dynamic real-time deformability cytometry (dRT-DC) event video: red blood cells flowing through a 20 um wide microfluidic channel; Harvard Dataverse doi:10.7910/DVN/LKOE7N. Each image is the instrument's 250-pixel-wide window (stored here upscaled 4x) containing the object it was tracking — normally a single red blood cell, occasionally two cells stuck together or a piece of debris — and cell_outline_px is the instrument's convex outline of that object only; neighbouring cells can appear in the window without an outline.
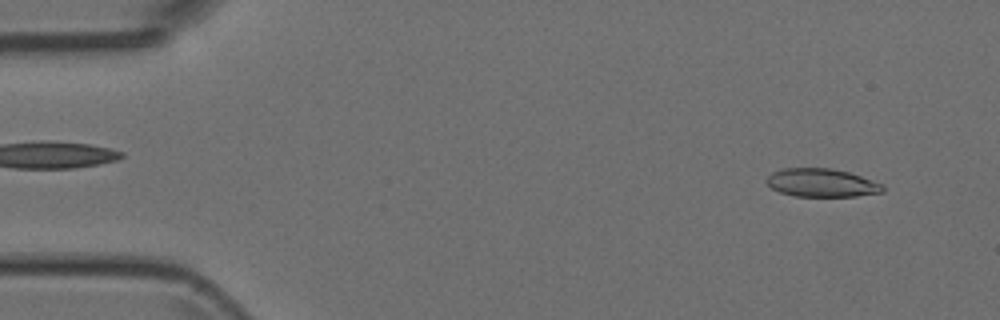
{"species": "Egyptian fruit bat (a non-hibernating species)", "species_latin": "Rousettus aegyptiacus", "temperature_condition": "room temperature", "stored_images_in_passage": 49, "camera_frame_rate_fps": 3000, "um_per_image_px": 0.085, "animal": {"sex": "female"}, "frame": {"image": 1, "passage_image": 4, "time_ms": 1.0, "image_size_px": [1000, 320], "cell_outline_px": [[884, 192], [856, 196], [796, 196], [780, 192], [772, 188], [764, 180], [772, 172], [784, 168], [832, 168], [848, 172], [884, 184]], "centroid_in_image_um": [69.84, 15.53], "position_along_channel_um": 15.2, "area_um2": 19.13}}
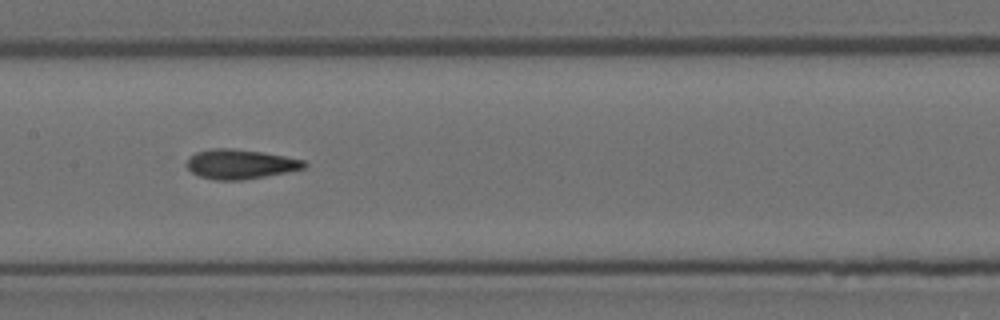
{"frame": {"image": 2, "passage_image": 24, "time_ms": 7.667, "image_size_px": [1000, 320], "cell_outline_px": [[308, 164], [304, 168], [288, 172], [244, 180], [216, 180], [200, 176], [192, 172], [188, 168], [188, 160], [196, 152], [212, 148], [232, 148], [260, 152], [284, 156], [304, 160]], "centroid_in_image_um": [20.45, 13.95], "position_along_channel_um": 186.9, "area_um2": 20.06}}
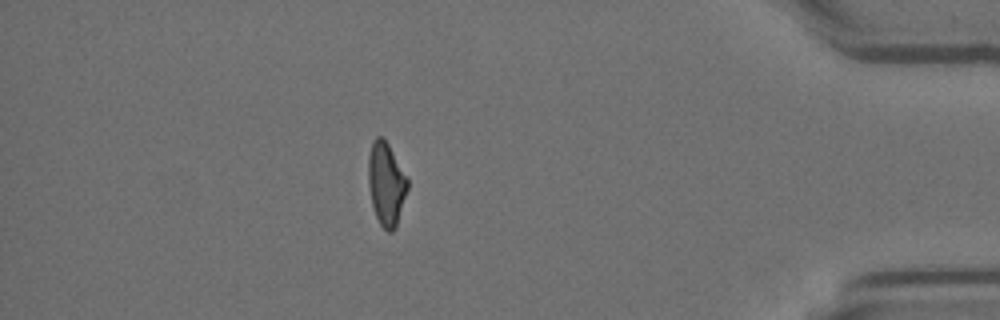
{"frame": {"image": 3, "passage_image": 43, "time_ms": 14.0, "image_size_px": [1000, 320], "cell_outline_px": [[408, 188], [396, 228], [392, 232], [388, 232], [380, 224], [376, 216], [372, 204], [368, 184], [368, 156], [372, 140], [376, 136], [384, 136], [408, 180]], "centroid_in_image_um": [32.81, 15.61], "position_along_channel_um": 402.4, "area_um2": 19.07}}